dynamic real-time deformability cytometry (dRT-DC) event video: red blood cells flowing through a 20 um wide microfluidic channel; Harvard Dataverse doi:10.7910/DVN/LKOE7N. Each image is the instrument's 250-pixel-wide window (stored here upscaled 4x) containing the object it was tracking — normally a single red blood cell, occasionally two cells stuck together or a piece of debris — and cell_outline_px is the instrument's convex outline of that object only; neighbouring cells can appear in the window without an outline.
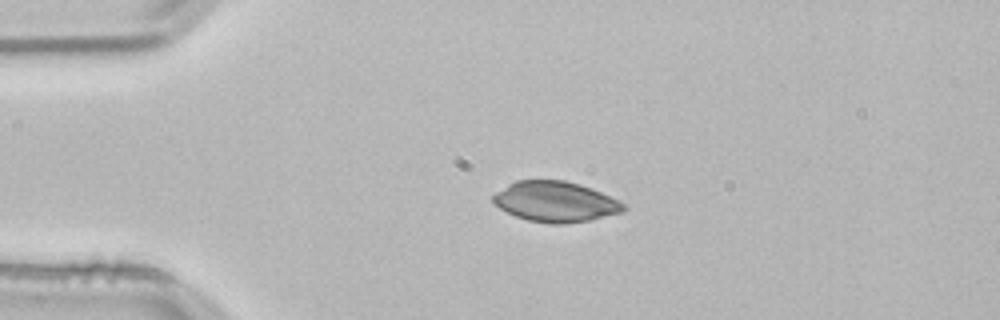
{"species": "common noctule bat (a hibernating species)", "species_latin": "Nyctalus noctula", "temperature_condition": "room temperature", "stored_images_in_passage": 42, "camera_frame_rate_fps": 3000, "um_per_image_px": 0.085, "animal": {"sex": "male", "body_mass_g": 21.5, "forearm_length_mm": 52.0}, "frame": {"image": 1, "passage_image": 1, "time_ms": 0.0, "image_size_px": [1000, 320], "cell_outline_px": [[628, 208], [624, 212], [588, 220], [560, 224], [552, 224], [528, 220], [516, 216], [500, 208], [492, 200], [492, 196], [496, 192], [508, 184], [516, 180], [564, 180], [580, 184], [592, 188], [620, 200]], "centroid_in_image_um": [47.24, 17.13], "position_along_channel_um": 37.8, "area_um2": 30.75}}
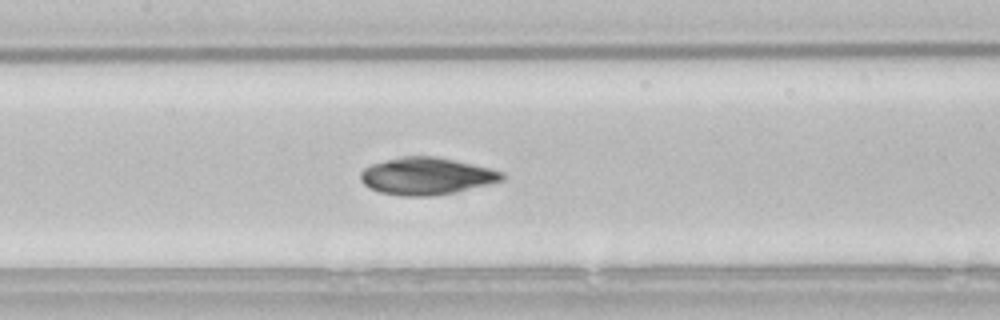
{"frame": {"image": 2, "passage_image": 14, "time_ms": 4.333, "image_size_px": [1000, 320], "cell_outline_px": [[504, 180], [456, 192], [432, 196], [400, 196], [380, 192], [368, 188], [360, 180], [360, 172], [364, 168], [372, 164], [404, 156], [436, 156], [472, 164], [504, 172]], "centroid_in_image_um": [36.23, 14.98], "position_along_channel_um": 171.2, "area_um2": 30.58}}
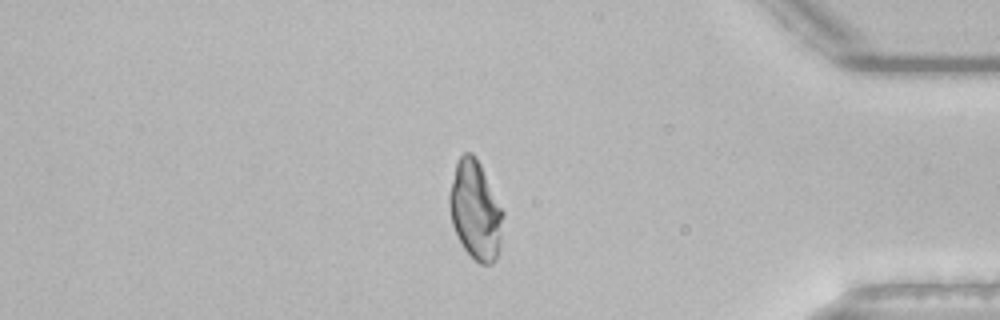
{"frame": {"image": 3, "passage_image": 34, "time_ms": 11.0, "image_size_px": [1000, 320], "cell_outline_px": [[504, 216], [500, 248], [496, 260], [492, 264], [480, 264], [464, 248], [452, 224], [448, 204], [448, 196], [456, 160], [464, 152], [472, 152], [476, 156], [504, 212]], "centroid_in_image_um": [40.41, 17.86], "position_along_channel_um": 394.8, "area_um2": 30.98}}